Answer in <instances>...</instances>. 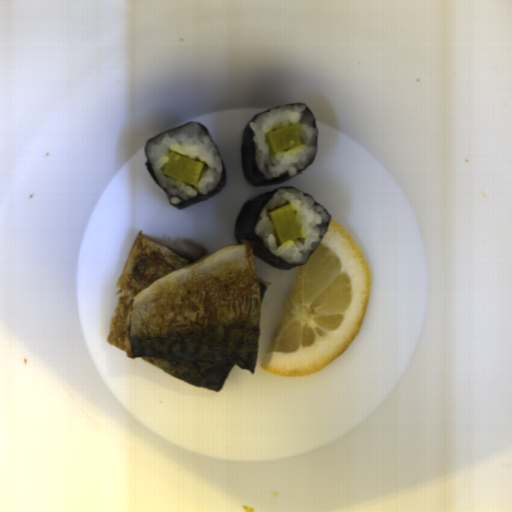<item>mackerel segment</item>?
Returning <instances> with one entry per match:
<instances>
[{
    "label": "mackerel segment",
    "mask_w": 512,
    "mask_h": 512,
    "mask_svg": "<svg viewBox=\"0 0 512 512\" xmlns=\"http://www.w3.org/2000/svg\"><path fill=\"white\" fill-rule=\"evenodd\" d=\"M268 287L250 242L208 252L140 229L116 283L106 340L129 359L219 392L234 365L255 373Z\"/></svg>",
    "instance_id": "14911b7f"
}]
</instances>
